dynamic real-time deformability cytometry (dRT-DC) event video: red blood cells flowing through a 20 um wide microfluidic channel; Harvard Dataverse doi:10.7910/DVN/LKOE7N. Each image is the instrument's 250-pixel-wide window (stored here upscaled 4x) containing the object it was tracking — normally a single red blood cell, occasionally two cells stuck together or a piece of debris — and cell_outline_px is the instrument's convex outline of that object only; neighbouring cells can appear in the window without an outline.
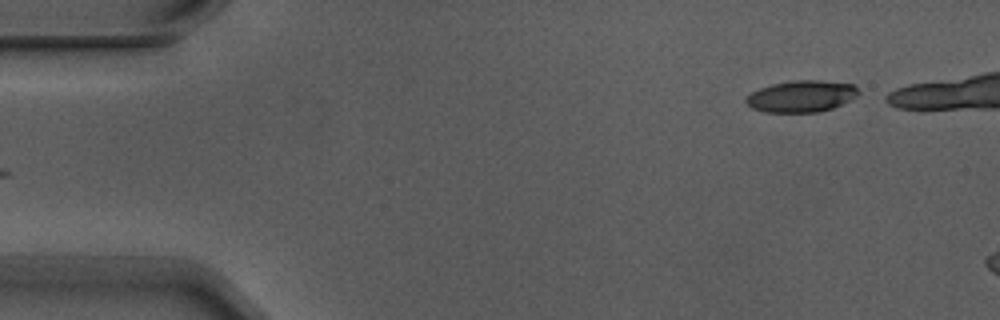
{"species": "Egyptian fruit bat (a non-hibernating species)", "species_latin": "Rousettus aegyptiacus", "temperature_condition": "warm", "stored_images_in_passage": 5, "camera_frame_rate_fps": 3000, "um_per_image_px": 0.085, "animal": {"sex": "male"}, "frame": {"image": 1, "passage_image": 1, "time_ms": 0.0, "image_size_px": [1000, 320], "cell_outline_px": [[860, 92], [852, 100], [832, 108], [820, 112], [764, 112], [752, 108], [744, 100], [752, 92], [760, 88], [772, 84], [796, 80], [820, 80], [856, 84]], "centroid_in_image_um": [68.17, 8.18], "position_along_channel_um": 16.8, "area_um2": 20.81}}